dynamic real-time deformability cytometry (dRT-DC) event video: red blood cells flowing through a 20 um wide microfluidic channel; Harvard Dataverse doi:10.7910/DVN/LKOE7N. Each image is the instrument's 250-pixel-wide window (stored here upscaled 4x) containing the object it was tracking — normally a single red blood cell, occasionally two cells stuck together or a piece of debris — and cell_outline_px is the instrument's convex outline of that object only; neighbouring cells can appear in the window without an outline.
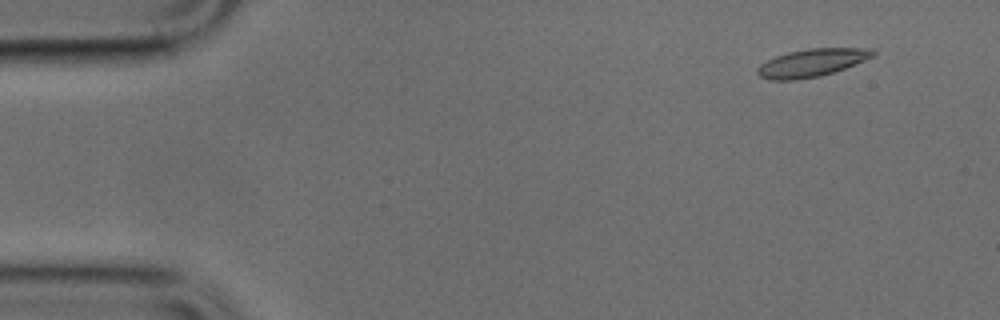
{"species": "common noctule bat (a hibernating species)", "species_latin": "Nyctalus noctula", "temperature_condition": "cold", "stored_images_in_passage": 49, "camera_frame_rate_fps": 3000, "um_per_image_px": 0.085, "animal": {"sex": "male", "body_mass_g": 17.9, "forearm_length_mm": 54.2}, "frame": {"image": 1, "passage_image": 4, "time_ms": 1.0, "image_size_px": [1000, 320], "cell_outline_px": [[876, 56], [844, 68], [820, 76], [796, 80], [772, 80], [760, 76], [756, 72], [756, 68], [760, 64], [776, 56], [788, 52], [808, 48], [872, 48], [876, 52]], "centroid_in_image_um": [69.01, 5.33], "position_along_channel_um": 16.0, "area_um2": 18.73}}
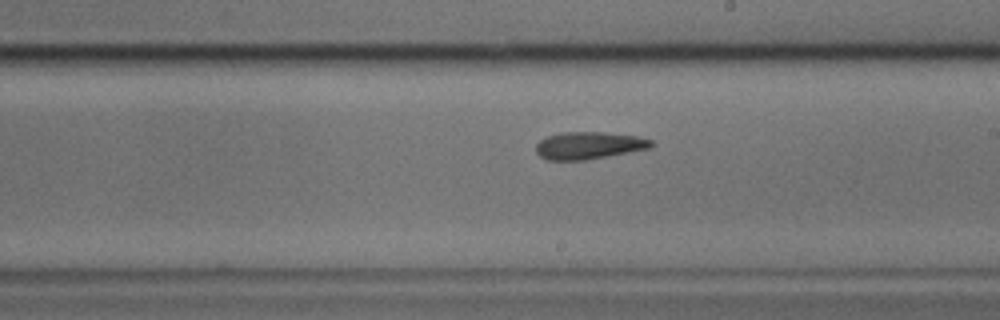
{"frame": {"image": 2, "passage_image": 28, "time_ms": 9.0, "image_size_px": [1000, 320], "cell_outline_px": [[656, 144], [652, 148], [588, 160], [544, 160], [536, 152], [536, 144], [540, 140], [548, 136], [560, 132], [604, 132], [636, 136], [652, 140]], "centroid_in_image_um": [50.08, 12.37], "position_along_channel_um": 238.9, "area_um2": 18.61}}
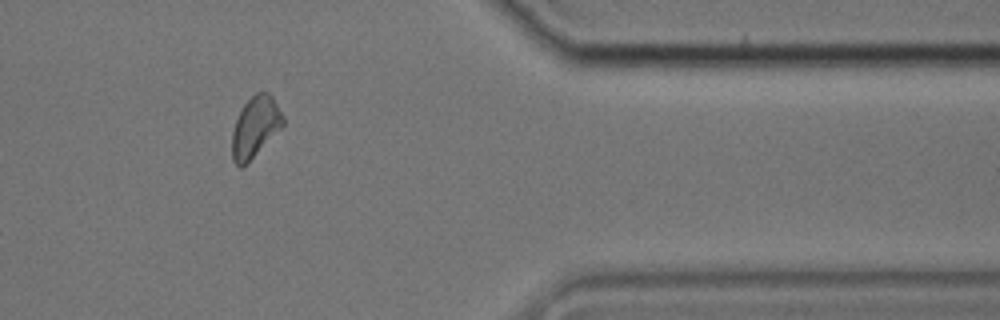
{"frame": {"image": 3, "passage_image": 41, "time_ms": 13.333, "image_size_px": [1000, 320], "cell_outline_px": [[284, 124], [240, 168], [232, 160], [232, 132], [236, 120], [244, 104], [256, 92], [268, 92], [272, 96], [284, 120]], "centroid_in_image_um": [21.66, 10.75], "position_along_channel_um": 389.7, "area_um2": 17.22}}